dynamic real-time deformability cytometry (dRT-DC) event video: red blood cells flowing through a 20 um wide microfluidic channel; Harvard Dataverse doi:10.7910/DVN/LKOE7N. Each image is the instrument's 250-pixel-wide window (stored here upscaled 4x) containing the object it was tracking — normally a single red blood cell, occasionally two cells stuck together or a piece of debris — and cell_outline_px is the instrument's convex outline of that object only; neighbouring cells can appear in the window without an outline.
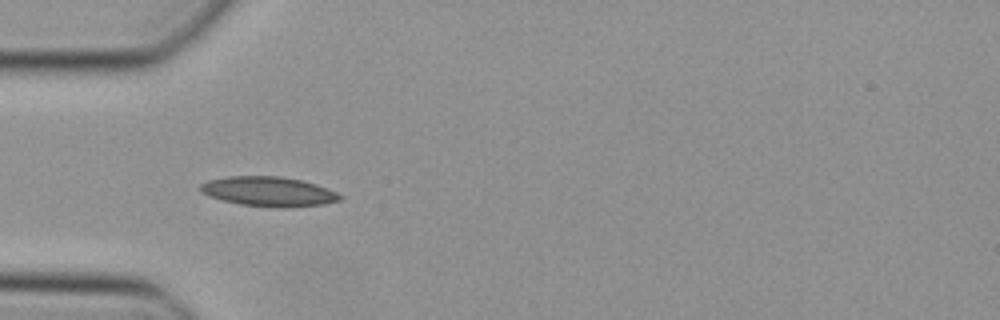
{"species": "Egyptian fruit bat (a non-hibernating species)", "species_latin": "Rousettus aegyptiacus", "temperature_condition": "cold", "stored_images_in_passage": 35, "camera_frame_rate_fps": 3000, "um_per_image_px": 0.085, "animal": {"sex": "female"}, "frame": {"image": 1, "passage_image": 2, "time_ms": 0.333, "image_size_px": [1000, 320], "cell_outline_px": [[344, 196], [340, 200], [324, 204], [240, 204], [208, 196], [200, 192], [200, 184], [208, 180], [228, 176], [280, 176], [300, 180], [316, 184], [336, 192]], "centroid_in_image_um": [22.76, 16.21], "position_along_channel_um": 62.2, "area_um2": 22.83}}
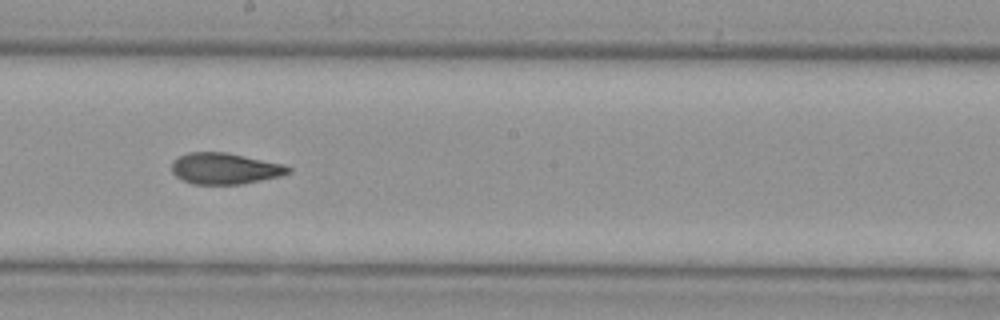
{"frame": {"image": 2, "passage_image": 14, "time_ms": 4.333, "image_size_px": [1000, 320], "cell_outline_px": [[292, 172], [280, 176], [240, 184], [192, 184], [180, 180], [172, 172], [172, 160], [188, 152], [224, 152], [284, 164], [292, 168]], "centroid_in_image_um": [19.09, 14.33], "position_along_channel_um": 229.1, "area_um2": 21.21}}
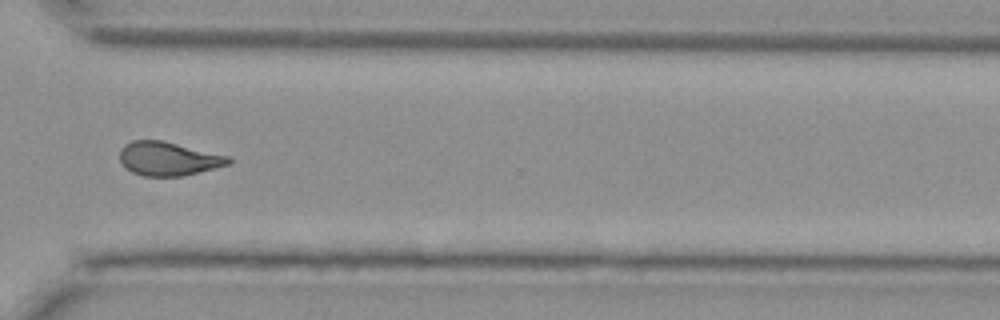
{"frame": {"image": 3, "passage_image": 23, "time_ms": 7.333, "image_size_px": [1000, 320], "cell_outline_px": [[232, 160], [228, 164], [184, 176], [144, 176], [132, 172], [124, 168], [120, 164], [120, 148], [124, 144], [132, 140], [160, 140], [228, 156]], "centroid_in_image_um": [14.23, 13.49], "position_along_channel_um": 356.4, "area_um2": 21.27}}